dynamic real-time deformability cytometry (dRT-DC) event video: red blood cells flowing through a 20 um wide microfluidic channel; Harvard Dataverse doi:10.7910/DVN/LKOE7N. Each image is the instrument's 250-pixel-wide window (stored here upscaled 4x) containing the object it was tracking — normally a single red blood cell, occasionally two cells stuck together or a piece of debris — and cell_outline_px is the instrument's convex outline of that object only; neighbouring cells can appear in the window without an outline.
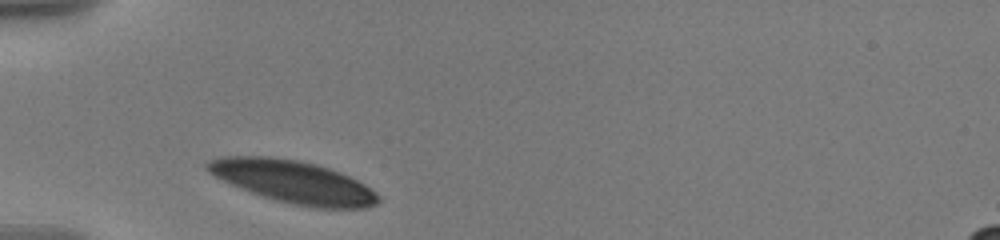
{"species": "human", "species_latin": "Homo sapiens", "temperature_condition": "warm", "stored_images_in_passage": 7, "camera_frame_rate_fps": 3000, "um_per_image_px": 0.085, "donor": {"sex": "male"}, "frame": {"image": 1, "passage_image": 1, "time_ms": 0.0, "image_size_px": [1000, 240], "cell_outline_px": [[380, 200], [376, 204], [364, 208], [316, 208], [292, 204], [276, 200], [240, 188], [208, 172], [204, 168], [204, 164], [208, 160], [224, 156], [268, 156], [300, 160], [316, 164], [340, 172], [364, 184], [376, 192], [380, 196]], "centroid_in_image_um": [24.93, 15.44], "position_along_channel_um": 60.1, "area_um2": 42.19}}
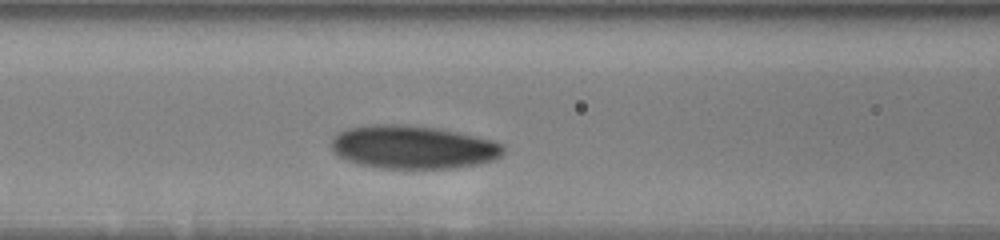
{"frame": {"image": 2, "passage_image": 5, "time_ms": 2.333, "image_size_px": [1000, 240], "cell_outline_px": [[504, 152], [496, 160], [456, 168], [376, 168], [360, 164], [348, 160], [332, 152], [332, 140], [340, 132], [348, 128], [372, 124], [400, 124], [436, 128], [456, 132], [492, 140], [504, 144]], "centroid_in_image_um": [35.12, 12.51], "position_along_channel_um": 131.5, "area_um2": 43.23}}
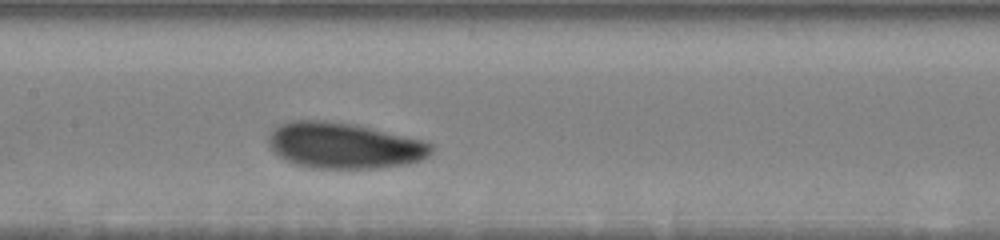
{"frame": {"image": 3, "passage_image": 7, "time_ms": 3.667, "image_size_px": [1000, 240], "cell_outline_px": [[432, 152], [428, 156], [420, 160], [408, 164], [384, 168], [312, 168], [296, 164], [280, 156], [268, 148], [268, 136], [280, 124], [292, 120], [324, 120], [356, 124], [420, 140], [432, 144]], "centroid_in_image_um": [29.23, 12.37], "position_along_channel_um": 178.2, "area_um2": 43.52}}